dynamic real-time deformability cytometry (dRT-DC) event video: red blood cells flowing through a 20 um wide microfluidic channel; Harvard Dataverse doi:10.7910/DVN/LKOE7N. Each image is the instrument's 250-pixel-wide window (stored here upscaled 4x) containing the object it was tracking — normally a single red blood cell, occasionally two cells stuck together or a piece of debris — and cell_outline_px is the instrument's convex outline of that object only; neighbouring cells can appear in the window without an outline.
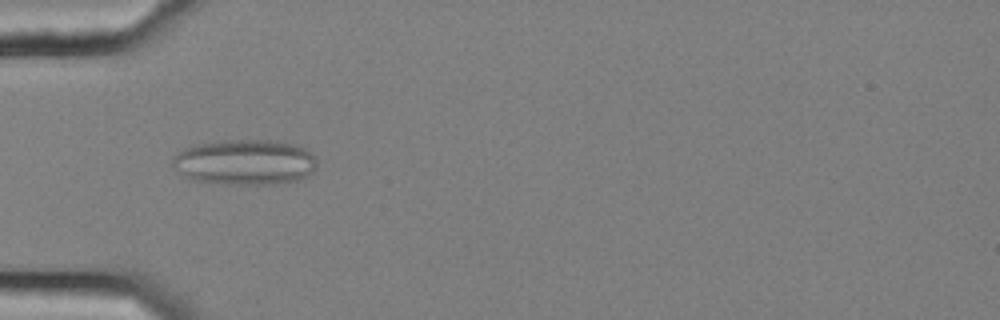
{"species": "common noctule bat (a hibernating species)", "species_latin": "Nyctalus noctula", "temperature_condition": "cold", "stored_images_in_passage": 39, "camera_frame_rate_fps": 3000, "um_per_image_px": 0.085, "animal": {"sex": "female", "body_mass_g": 25.1}, "frame": {"image": 1, "passage_image": 1, "time_ms": 0.0, "image_size_px": [1000, 320], "cell_outline_px": [[316, 168], [308, 176], [300, 180], [276, 184], [224, 184], [192, 180], [184, 176], [172, 168], [172, 156], [184, 148], [192, 144], [220, 140], [280, 140], [296, 144], [304, 148], [316, 156]], "centroid_in_image_um": [20.8, 13.77], "position_along_channel_um": 64.2, "area_um2": 39.13}}
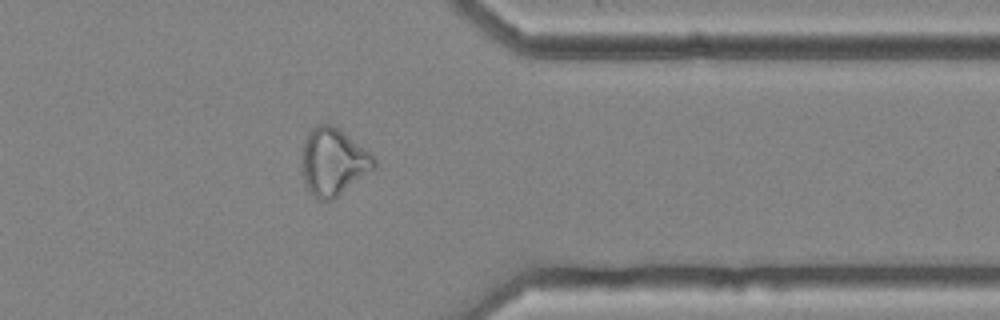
{"frame": {"image": 2, "passage_image": 28, "time_ms": 9.0, "image_size_px": [1000, 320], "cell_outline_px": [[376, 168], [332, 200], [320, 200], [304, 184], [300, 152], [304, 140], [308, 132], [312, 128], [320, 124], [332, 124], [340, 128], [372, 152], [376, 156]], "centroid_in_image_um": [28.35, 13.71], "position_along_channel_um": 383.1, "area_um2": 28.84}, "authors_computed_cell_mechanics": {"area_um2": 26.877, "velocity_mm_per_s": 3.657, "shape_relaxation_time_tau1_ms": null, "shape_relaxation_time_tau2_ms": 3.5183, "deformation_change_tau1": null, "deformation_change_tau2": 0.1205}}